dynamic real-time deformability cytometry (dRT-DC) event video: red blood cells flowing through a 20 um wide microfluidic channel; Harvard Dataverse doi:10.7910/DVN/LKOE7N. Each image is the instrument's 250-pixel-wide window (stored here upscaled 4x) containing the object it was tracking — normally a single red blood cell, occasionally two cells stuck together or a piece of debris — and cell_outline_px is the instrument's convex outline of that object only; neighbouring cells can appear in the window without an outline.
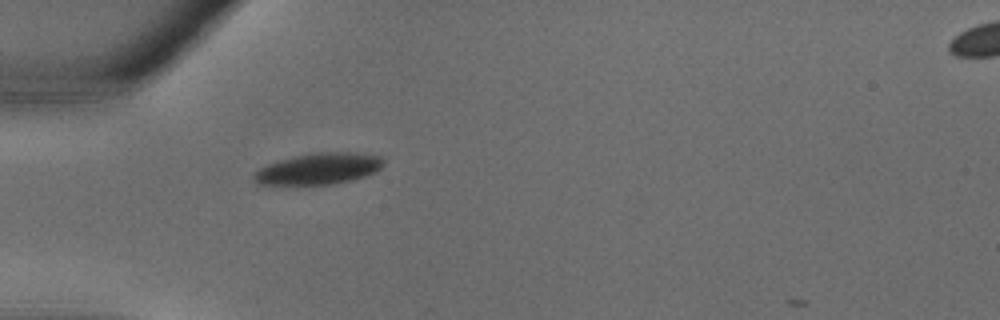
{"species": "common noctule bat (a hibernating species)", "species_latin": "Nyctalus noctula", "temperature_condition": "warm", "stored_images_in_passage": 2, "camera_frame_rate_fps": 3000, "um_per_image_px": 0.085, "animal": {"sex": "male", "body_mass_g": 18.8}, "frame": {"image": 1, "passage_image": 1, "time_ms": 0.0, "image_size_px": [1000, 320], "cell_outline_px": [[384, 164], [376, 172], [352, 180], [332, 184], [256, 184], [252, 180], [252, 176], [260, 168], [268, 164], [292, 156], [316, 152], [356, 152], [380, 156], [384, 160]], "centroid_in_image_um": [27.1, 14.33], "position_along_channel_um": 57.9, "area_um2": 23.64}}